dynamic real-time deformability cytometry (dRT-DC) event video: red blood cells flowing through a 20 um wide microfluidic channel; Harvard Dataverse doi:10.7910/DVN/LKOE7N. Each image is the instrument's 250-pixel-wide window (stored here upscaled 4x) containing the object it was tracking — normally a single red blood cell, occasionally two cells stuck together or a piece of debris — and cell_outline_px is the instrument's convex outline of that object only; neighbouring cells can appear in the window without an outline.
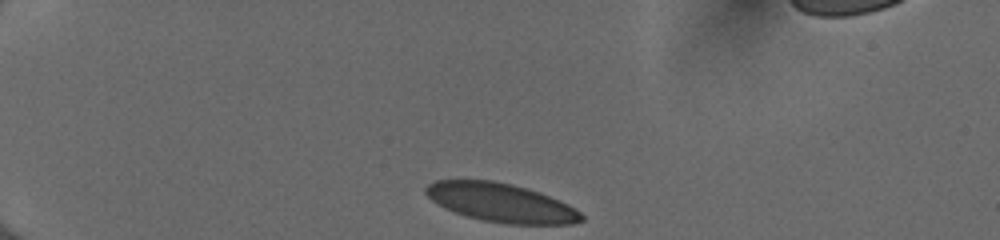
{"species": "human", "species_latin": "Homo sapiens", "temperature_condition": "cold", "stored_images_in_passage": 35, "camera_frame_rate_fps": 3000, "um_per_image_px": 0.085, "donor": {"sex": "female"}, "frame": {"image": 1, "passage_image": 1, "time_ms": 0.0, "image_size_px": [1000, 240], "cell_outline_px": [[584, 220], [572, 224], [504, 224], [484, 220], [468, 216], [444, 208], [432, 200], [424, 192], [424, 188], [428, 184], [436, 180], [492, 180], [512, 184], [540, 192], [568, 204], [580, 212], [584, 216]], "centroid_in_image_um": [42.6, 17.22], "position_along_channel_um": 42.4, "area_um2": 35.03}}
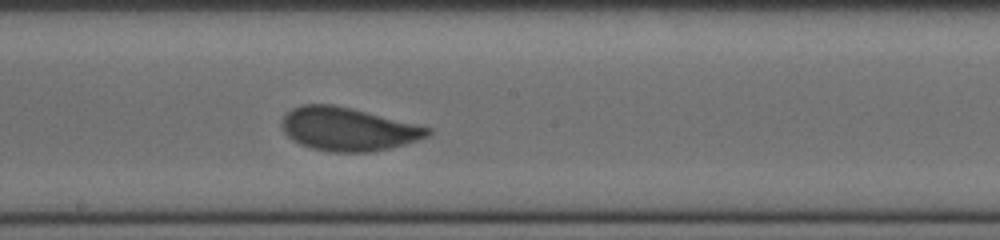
{"frame": {"image": 2, "passage_image": 19, "time_ms": 6.0, "image_size_px": [1000, 240], "cell_outline_px": [[432, 132], [428, 136], [392, 148], [368, 152], [332, 152], [312, 148], [300, 144], [292, 140], [284, 132], [284, 116], [292, 108], [300, 104], [332, 104], [352, 108], [432, 128]], "centroid_in_image_um": [29.59, 10.97], "position_along_channel_um": 218.6, "area_um2": 36.59}}
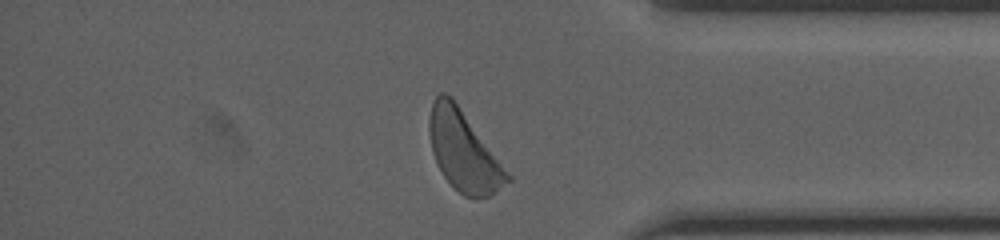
{"frame": {"image": 3, "passage_image": 33, "time_ms": 10.667, "image_size_px": [1000, 240], "cell_outline_px": [[512, 180], [488, 196], [476, 200], [464, 196], [444, 176], [436, 164], [432, 152], [428, 128], [428, 120], [432, 100], [440, 92], [444, 92], [452, 96], [512, 176]], "centroid_in_image_um": [39.4, 12.83], "position_along_channel_um": 395.8, "area_um2": 36.47}, "authors_computed_cell_mechanics": {"area_um2": 36.2406, "velocity_mm_per_s": 3.9969, "shape_relaxation_time_tau1_ms": 2.3552, "shape_relaxation_time_tau2_ms": null, "deformation_change_tau1": 0.0871, "deformation_change_tau2": null}}